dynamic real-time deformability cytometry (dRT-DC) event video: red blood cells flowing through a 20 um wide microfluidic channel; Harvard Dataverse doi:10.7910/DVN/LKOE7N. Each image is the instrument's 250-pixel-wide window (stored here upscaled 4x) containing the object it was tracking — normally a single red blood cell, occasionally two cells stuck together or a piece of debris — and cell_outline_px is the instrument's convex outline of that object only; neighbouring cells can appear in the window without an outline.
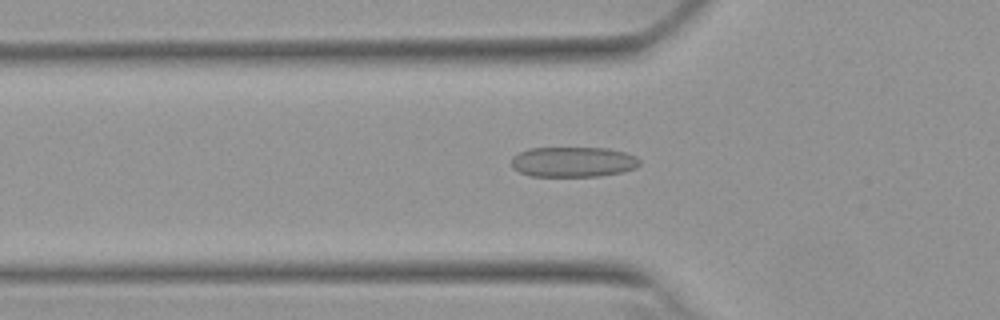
{"species": "Egyptian fruit bat (a non-hibernating species)", "species_latin": "Rousettus aegyptiacus", "temperature_condition": "warm", "stored_images_in_passage": 44, "camera_frame_rate_fps": 3000, "um_per_image_px": 0.085, "animal": {"sex": "female"}, "frame": {"image": 1, "passage_image": 18, "time_ms": 5.667, "image_size_px": [1000, 320], "cell_outline_px": [[640, 164], [636, 168], [624, 172], [600, 176], [532, 176], [520, 172], [512, 168], [512, 156], [528, 148], [608, 148], [624, 152], [636, 156], [640, 160]], "centroid_in_image_um": [48.74, 13.76], "position_along_channel_um": 77.1, "area_um2": 22.72}}
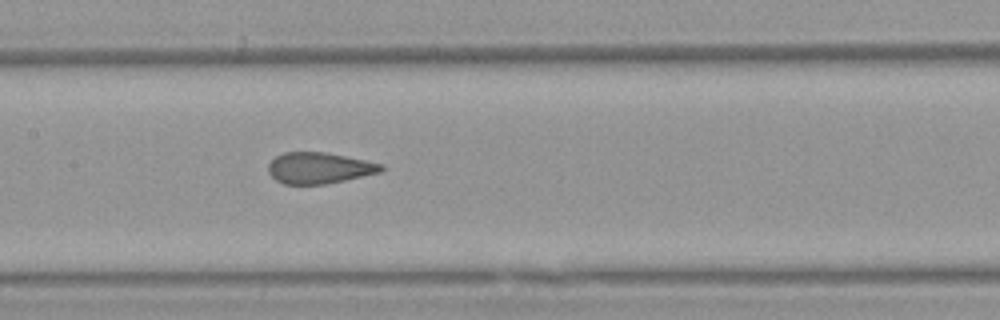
{"frame": {"image": 2, "passage_image": 26, "time_ms": 8.333, "image_size_px": [1000, 320], "cell_outline_px": [[384, 168], [380, 172], [344, 180], [324, 184], [284, 184], [276, 180], [268, 172], [268, 164], [276, 156], [284, 152], [324, 152], [384, 164]], "centroid_in_image_um": [27.1, 14.28], "position_along_channel_um": 180.3, "area_um2": 20.29}}
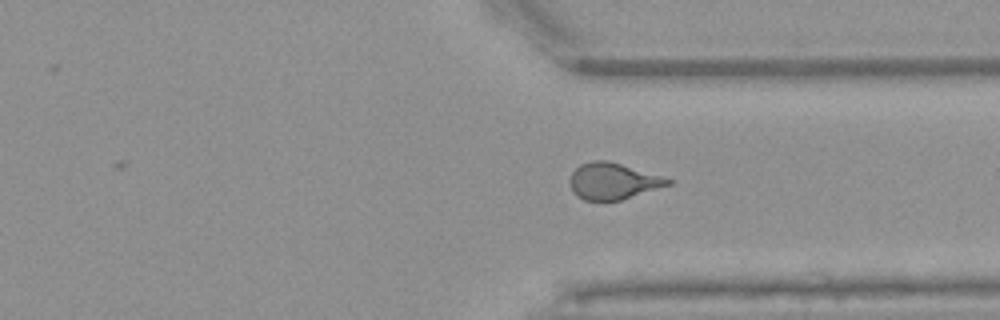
{"frame": {"image": 3, "passage_image": 40, "time_ms": 13.0, "image_size_px": [1000, 320], "cell_outline_px": [[672, 184], [620, 200], [584, 200], [576, 196], [572, 192], [568, 180], [572, 172], [580, 164], [592, 160], [608, 160], [664, 176], [672, 180]], "centroid_in_image_um": [52.08, 15.38], "position_along_channel_um": 359.3, "area_um2": 20.98}, "authors_computed_cell_mechanics": {"area_um2": 21.8195, "velocity_mm_per_s": 3.8362, "shape_relaxation_time_tau1_ms": 9.0676, "shape_relaxation_time_tau2_ms": 0.852, "deformation_change_tau1": 0.2269, "deformation_change_tau2": 0.0897}}